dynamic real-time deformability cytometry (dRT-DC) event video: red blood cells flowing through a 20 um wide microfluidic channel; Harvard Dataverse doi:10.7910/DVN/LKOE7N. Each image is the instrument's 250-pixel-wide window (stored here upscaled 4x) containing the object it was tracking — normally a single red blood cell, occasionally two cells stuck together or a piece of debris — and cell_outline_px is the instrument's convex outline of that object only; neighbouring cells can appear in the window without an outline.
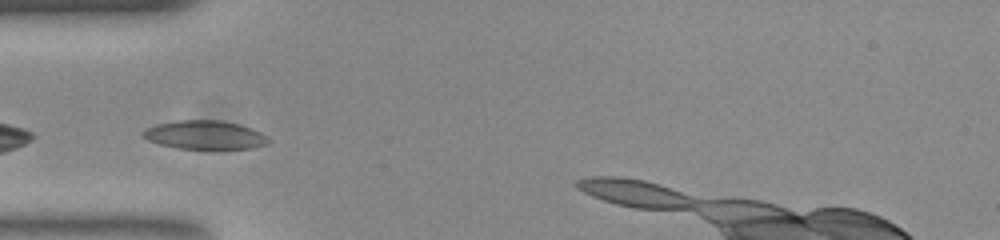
{"species": "common noctule bat (a hibernating species)", "species_latin": "Nyctalus noctula", "temperature_condition": "room temperature", "stored_images_in_passage": 34, "camera_frame_rate_fps": 3000, "um_per_image_px": 0.085, "animal": {"sex": "female", "body_mass_g": 23.0, "forearm_length_mm": 53.4}, "frame": {"image": 1, "passage_image": 1, "time_ms": 0.0, "image_size_px": [1000, 240], "cell_outline_px": [[272, 140], [268, 144], [252, 148], [180, 148], [160, 144], [148, 140], [140, 132], [156, 124], [176, 120], [220, 120], [240, 124], [252, 128], [268, 136]], "centroid_in_image_um": [17.46, 11.45], "position_along_channel_um": 67.5, "area_um2": 20.87}}